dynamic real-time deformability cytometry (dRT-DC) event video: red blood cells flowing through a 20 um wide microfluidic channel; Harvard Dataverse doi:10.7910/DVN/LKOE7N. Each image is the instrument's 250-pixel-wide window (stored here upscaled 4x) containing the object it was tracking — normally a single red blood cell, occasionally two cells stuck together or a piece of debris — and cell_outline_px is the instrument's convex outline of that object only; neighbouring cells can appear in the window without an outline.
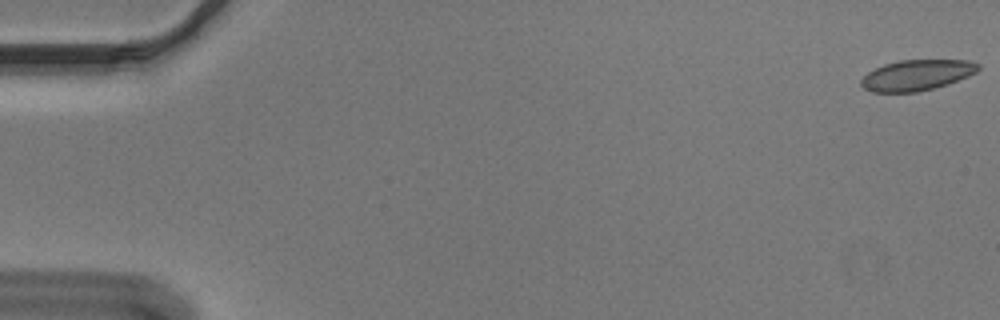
{"species": "Egyptian fruit bat (a non-hibernating species)", "species_latin": "Rousettus aegyptiacus", "temperature_condition": "cold", "stored_images_in_passage": 49, "camera_frame_rate_fps": 3000, "um_per_image_px": 0.085, "animal": {"sex": "male"}, "frame": {"image": 1, "passage_image": 1, "time_ms": 0.0, "image_size_px": [1000, 320], "cell_outline_px": [[980, 68], [976, 72], [968, 76], [948, 84], [916, 92], [872, 92], [864, 88], [860, 84], [860, 80], [868, 72], [884, 64], [900, 60], [968, 60], [980, 64]], "centroid_in_image_um": [77.93, 6.38], "position_along_channel_um": 7.1, "area_um2": 20.87}}
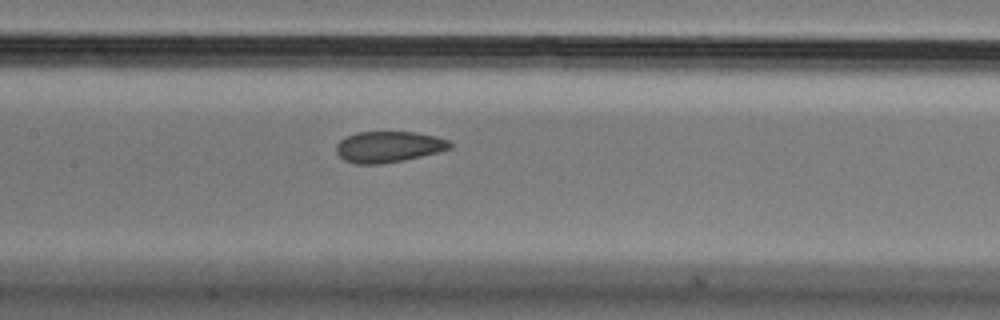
{"frame": {"image": 2, "passage_image": 27, "time_ms": 8.667, "image_size_px": [1000, 320], "cell_outline_px": [[452, 148], [440, 152], [404, 160], [380, 164], [356, 164], [344, 160], [336, 152], [336, 144], [344, 136], [356, 132], [416, 132], [436, 136], [448, 140], [452, 144]], "centroid_in_image_um": [33.02, 12.47], "position_along_channel_um": 174.4, "area_um2": 20.81}}
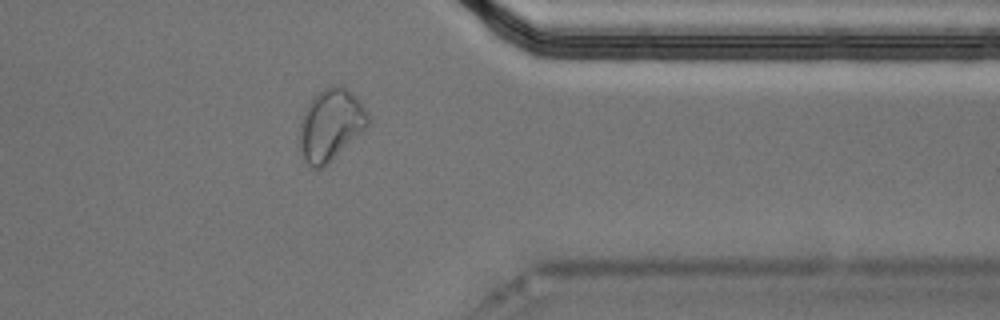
{"frame": {"image": 3, "passage_image": 45, "time_ms": 14.667, "image_size_px": [1000, 320], "cell_outline_px": [[372, 120], [360, 132], [320, 168], [312, 168], [304, 160], [300, 148], [300, 120], [308, 104], [324, 88], [332, 84], [344, 84], [360, 100]], "centroid_in_image_um": [28.11, 10.53], "position_along_channel_um": 383.3, "area_um2": 27.92}}